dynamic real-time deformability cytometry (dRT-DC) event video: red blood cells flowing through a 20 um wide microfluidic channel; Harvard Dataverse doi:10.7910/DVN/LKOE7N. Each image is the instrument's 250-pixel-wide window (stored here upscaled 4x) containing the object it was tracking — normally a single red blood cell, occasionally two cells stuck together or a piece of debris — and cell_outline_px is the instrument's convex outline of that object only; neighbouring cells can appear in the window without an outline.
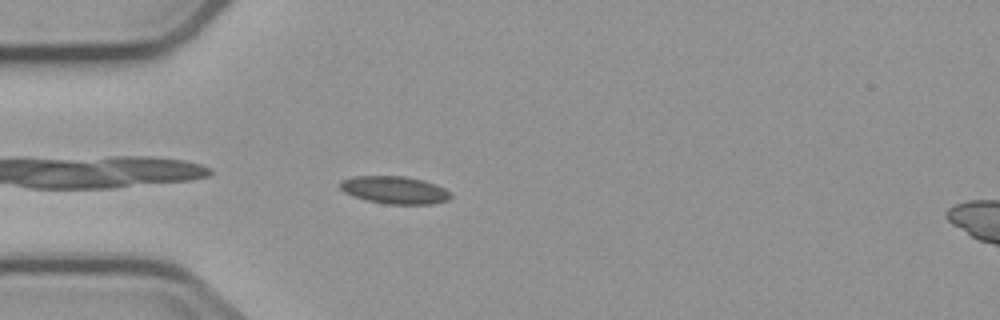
{"species": "common noctule bat (a hibernating species)", "species_latin": "Nyctalus noctula", "temperature_condition": "cold", "stored_images_in_passage": 6, "camera_frame_rate_fps": 3000, "um_per_image_px": 0.085, "animal": {"sex": "male", "body_mass_g": 23.1, "forearm_length_mm": 52.7}, "frame": {"image": 1, "passage_image": 5, "time_ms": 4.667, "image_size_px": [1000, 320], "cell_outline_px": [[452, 196], [448, 200], [432, 204], [384, 204], [352, 196], [344, 192], [340, 188], [340, 180], [352, 176], [404, 176], [424, 180], [436, 184], [452, 192]], "centroid_in_image_um": [33.55, 16.15], "position_along_channel_um": 51.4, "area_um2": 17.98}}